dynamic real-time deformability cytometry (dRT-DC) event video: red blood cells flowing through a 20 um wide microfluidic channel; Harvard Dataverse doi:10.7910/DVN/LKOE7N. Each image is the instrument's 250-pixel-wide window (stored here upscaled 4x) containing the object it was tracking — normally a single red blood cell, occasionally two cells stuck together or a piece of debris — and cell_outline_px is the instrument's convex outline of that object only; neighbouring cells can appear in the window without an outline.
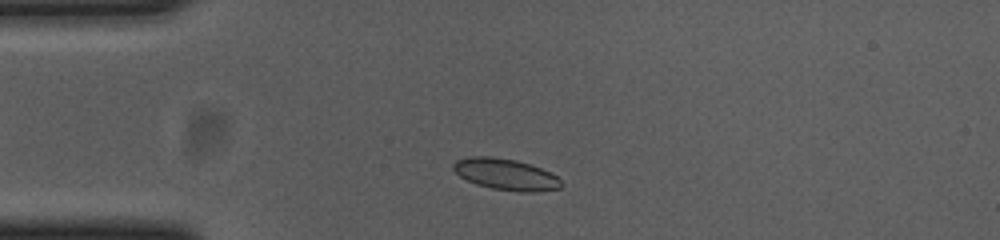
{"species": "common noctule bat (a hibernating species)", "species_latin": "Nyctalus noctula", "temperature_condition": "cold", "stored_images_in_passage": 47, "camera_frame_rate_fps": 3000, "um_per_image_px": 0.085, "animal": {"sex": "female", "body_mass_g": 23.0, "forearm_length_mm": 53.4}, "frame": {"image": 1, "passage_image": 5, "time_ms": 1.333, "image_size_px": [1000, 240], "cell_outline_px": [[564, 184], [560, 188], [532, 192], [520, 192], [492, 188], [476, 184], [460, 176], [452, 168], [452, 164], [456, 160], [468, 156], [492, 156], [516, 160], [540, 168], [556, 176]], "centroid_in_image_um": [42.96, 14.81], "position_along_channel_um": 42.0, "area_um2": 19.59}}
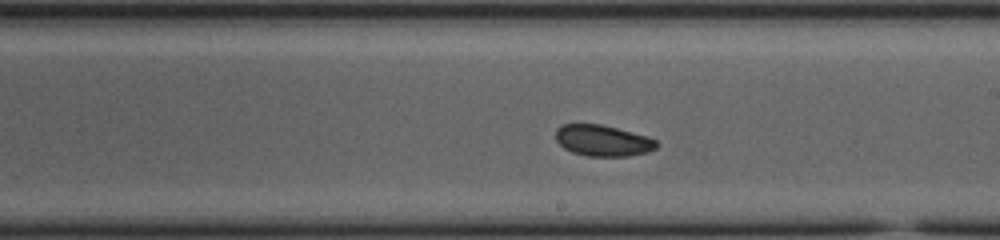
{"frame": {"image": 2, "passage_image": 23, "time_ms": 7.333, "image_size_px": [1000, 240], "cell_outline_px": [[660, 144], [656, 148], [648, 152], [628, 156], [588, 156], [572, 152], [564, 148], [556, 140], [556, 128], [564, 124], [600, 124], [648, 136], [656, 140]], "centroid_in_image_um": [51.26, 11.95], "position_along_channel_um": 237.7, "area_um2": 18.32}}
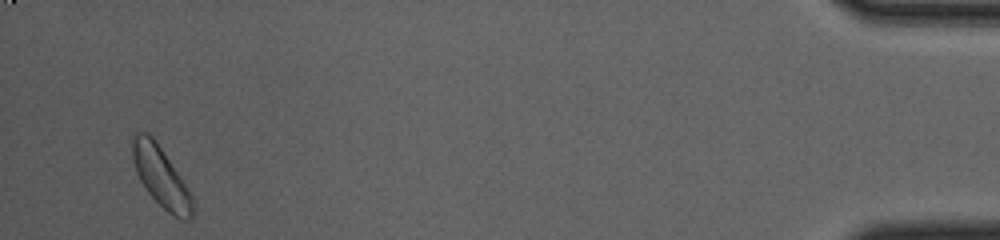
{"frame": {"image": 3, "passage_image": 45, "time_ms": 14.667, "image_size_px": [1000, 240], "cell_outline_px": [[192, 216], [188, 220], [184, 220], [168, 212], [148, 192], [140, 180], [136, 172], [132, 156], [132, 140], [136, 132], [148, 132], [156, 140], [180, 176], [192, 196]], "centroid_in_image_um": [13.65, 14.99], "position_along_channel_um": 421.5, "area_um2": 20.63}, "authors_computed_cell_mechanics": {"area_um2": 19.1896, "velocity_mm_per_s": 3.646, "shape_relaxation_time_tau1_ms": 1.9792, "shape_relaxation_time_tau2_ms": null, "deformation_change_tau1": 0.0596, "deformation_change_tau2": null}}